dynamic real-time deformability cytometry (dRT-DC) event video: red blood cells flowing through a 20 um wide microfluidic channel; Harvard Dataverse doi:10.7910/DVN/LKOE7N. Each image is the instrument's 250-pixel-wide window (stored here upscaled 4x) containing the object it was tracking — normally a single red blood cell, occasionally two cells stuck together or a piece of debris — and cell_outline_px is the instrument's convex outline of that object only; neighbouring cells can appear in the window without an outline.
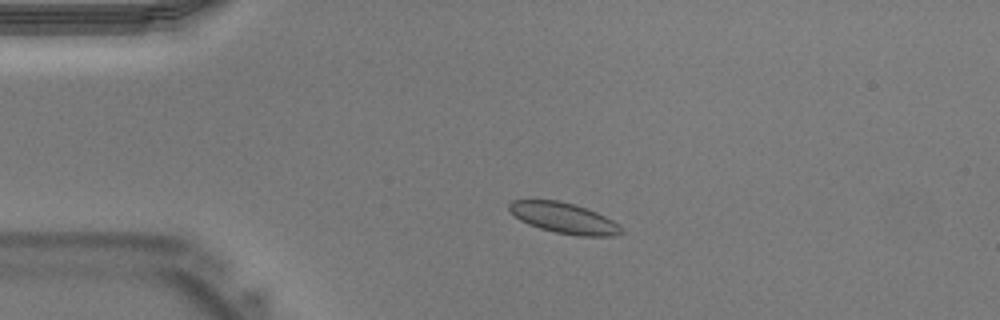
{"species": "Egyptian fruit bat (a non-hibernating species)", "species_latin": "Rousettus aegyptiacus", "temperature_condition": "warm", "stored_images_in_passage": 9, "camera_frame_rate_fps": 3000, "um_per_image_px": 0.085, "animal": {"sex": "male"}, "frame": {"image": 1, "passage_image": 1, "time_ms": 0.0, "image_size_px": [1000, 320], "cell_outline_px": [[624, 232], [616, 236], [576, 236], [556, 232], [540, 228], [528, 224], [520, 220], [508, 208], [508, 204], [512, 200], [560, 200], [576, 204], [588, 208], [612, 220]], "centroid_in_image_um": [47.93, 18.53], "position_along_channel_um": 37.1, "area_um2": 20.0}}
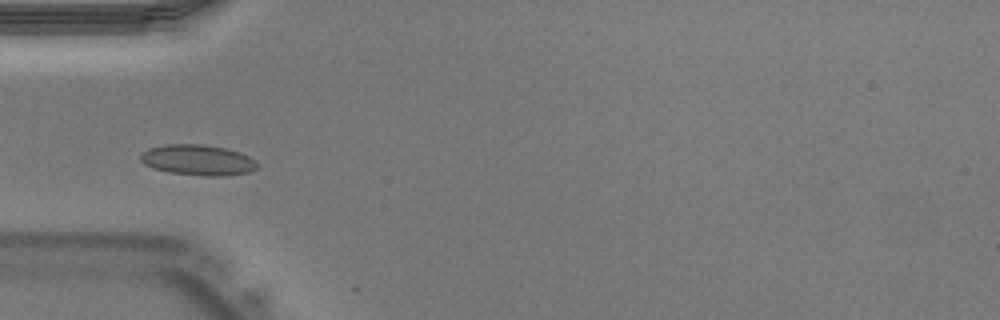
{"frame": {"image": 2, "passage_image": 5, "time_ms": 1.333, "image_size_px": [1000, 320], "cell_outline_px": [[256, 168], [248, 172], [224, 176], [204, 176], [168, 172], [152, 168], [144, 164], [140, 160], [140, 156], [148, 148], [164, 144], [204, 144], [228, 148], [240, 152], [256, 160]], "centroid_in_image_um": [16.8, 13.59], "position_along_channel_um": 68.2, "area_um2": 20.98}}